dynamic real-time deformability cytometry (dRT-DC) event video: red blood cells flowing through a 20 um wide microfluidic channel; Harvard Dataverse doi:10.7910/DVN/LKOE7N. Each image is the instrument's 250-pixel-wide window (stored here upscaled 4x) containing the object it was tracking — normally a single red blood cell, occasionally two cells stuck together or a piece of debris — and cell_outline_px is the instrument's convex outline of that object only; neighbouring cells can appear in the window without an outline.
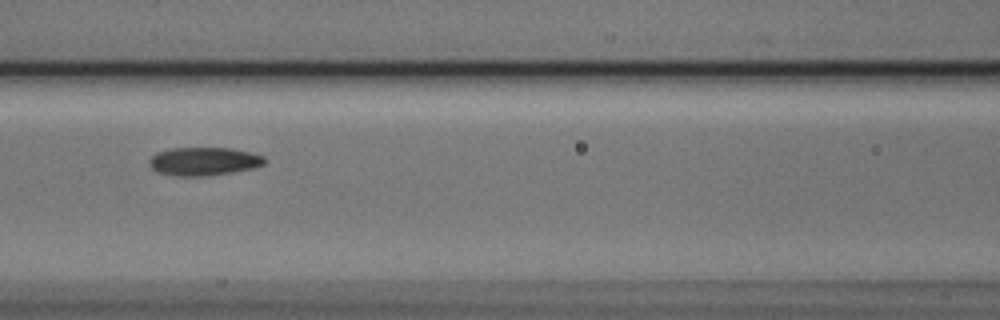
{"species": "Egyptian fruit bat (a non-hibernating species)", "species_latin": "Rousettus aegyptiacus", "temperature_condition": "cold", "stored_images_in_passage": 9, "camera_frame_rate_fps": 3000, "um_per_image_px": 0.085, "animal": {"sex": "male"}, "frame": {"image": 1, "passage_image": 7, "time_ms": 2.0, "image_size_px": [1000, 320], "cell_outline_px": [[268, 160], [264, 164], [256, 168], [208, 176], [180, 176], [160, 172], [152, 168], [148, 164], [148, 160], [156, 152], [172, 148], [232, 148], [252, 152], [264, 156]], "centroid_in_image_um": [17.38, 13.71], "position_along_channel_um": 149.2, "area_um2": 19.19}}
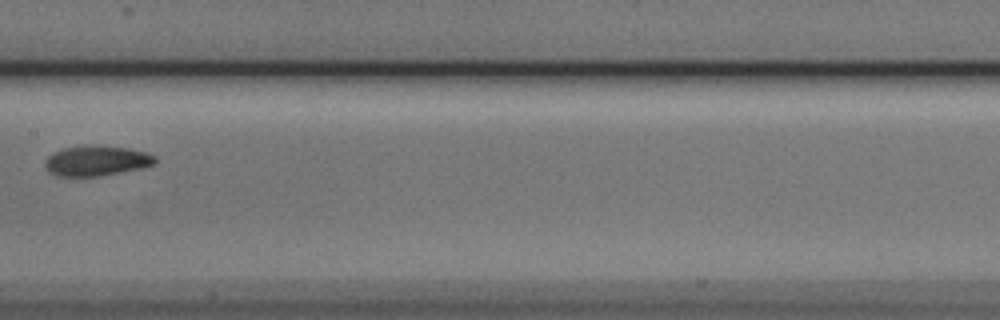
{"frame": {"image": 2, "passage_image": 8, "time_ms": 2.333, "image_size_px": [1000, 320], "cell_outline_px": [[156, 164], [140, 168], [100, 176], [56, 176], [48, 172], [44, 168], [44, 160], [52, 152], [64, 148], [128, 148], [144, 152], [156, 156]], "centroid_in_image_um": [8.16, 13.72], "position_along_channel_um": 199.2, "area_um2": 18.67}}
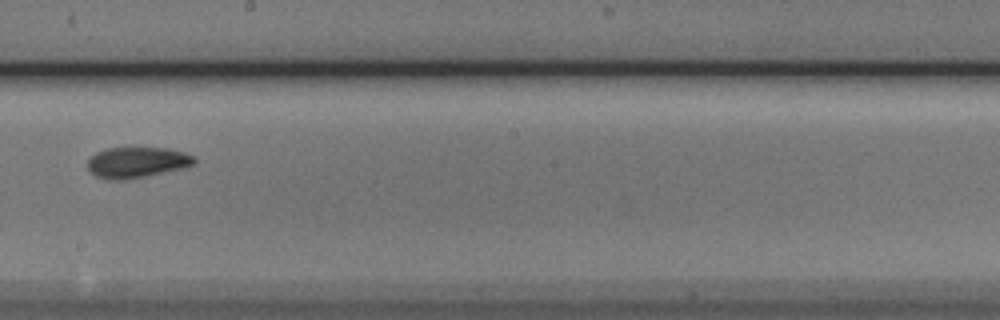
{"frame": {"image": 3, "passage_image": 9, "time_ms": 2.667, "image_size_px": [1000, 320], "cell_outline_px": [[196, 160], [192, 164], [184, 168], [124, 180], [108, 180], [96, 176], [88, 168], [88, 160], [96, 152], [104, 148], [168, 148], [184, 152], [196, 156]], "centroid_in_image_um": [11.64, 13.79], "position_along_channel_um": 236.6, "area_um2": 19.07}}